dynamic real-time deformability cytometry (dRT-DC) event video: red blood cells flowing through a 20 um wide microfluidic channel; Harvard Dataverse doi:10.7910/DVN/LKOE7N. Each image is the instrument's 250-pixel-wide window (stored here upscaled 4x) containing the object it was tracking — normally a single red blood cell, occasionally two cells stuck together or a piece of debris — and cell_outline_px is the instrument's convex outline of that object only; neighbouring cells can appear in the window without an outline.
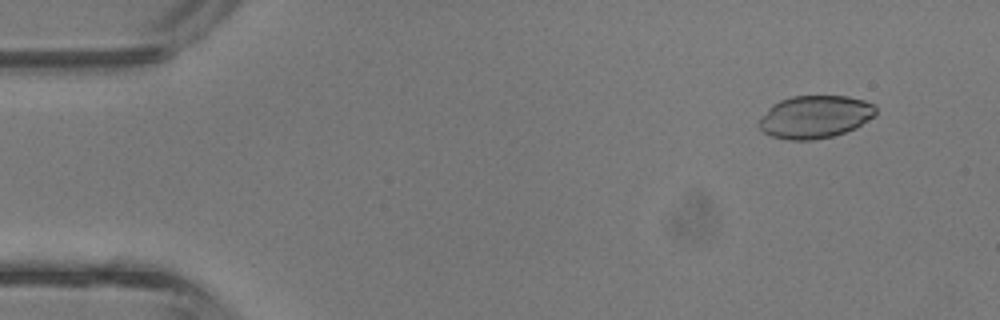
{"species": "common noctule bat (a hibernating species)", "species_latin": "Nyctalus noctula", "temperature_condition": "room temperature", "stored_images_in_passage": 13, "camera_frame_rate_fps": 3000, "um_per_image_px": 0.085, "animal": {"sex": "male", "body_mass_g": 13.3}, "frame": {"image": 1, "passage_image": 4, "time_ms": 1.0, "image_size_px": [1000, 320], "cell_outline_px": [[876, 116], [856, 128], [832, 136], [812, 140], [788, 140], [772, 136], [764, 132], [756, 124], [768, 108], [772, 104], [780, 100], [792, 96], [848, 96], [864, 100], [872, 104], [876, 108]], "centroid_in_image_um": [69.27, 9.93], "position_along_channel_um": 15.7, "area_um2": 29.19}}